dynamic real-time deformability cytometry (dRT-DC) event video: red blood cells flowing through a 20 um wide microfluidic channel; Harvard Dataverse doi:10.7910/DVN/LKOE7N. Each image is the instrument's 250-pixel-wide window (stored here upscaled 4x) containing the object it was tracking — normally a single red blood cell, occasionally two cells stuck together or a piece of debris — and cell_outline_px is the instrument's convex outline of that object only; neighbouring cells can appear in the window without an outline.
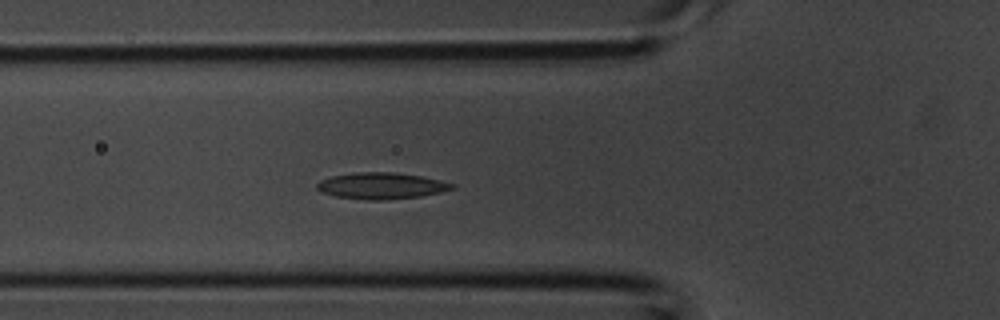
{"species": "common noctule bat (a hibernating species)", "species_latin": "Nyctalus noctula", "temperature_condition": "room temperature", "stored_images_in_passage": 39, "camera_frame_rate_fps": 3000, "um_per_image_px": 0.085, "animal": {"sex": "male", "body_mass_g": 20.1, "forearm_length_mm": 53.5}, "frame": {"image": 1, "passage_image": 13, "time_ms": 4.0, "image_size_px": [1000, 320], "cell_outline_px": [[456, 188], [440, 192], [420, 196], [384, 200], [368, 200], [336, 196], [320, 192], [316, 188], [316, 184], [320, 180], [332, 176], [352, 172], [396, 172], [424, 176], [456, 184]], "centroid_in_image_um": [32.42, 15.78], "position_along_channel_um": 93.4, "area_um2": 20.98}}
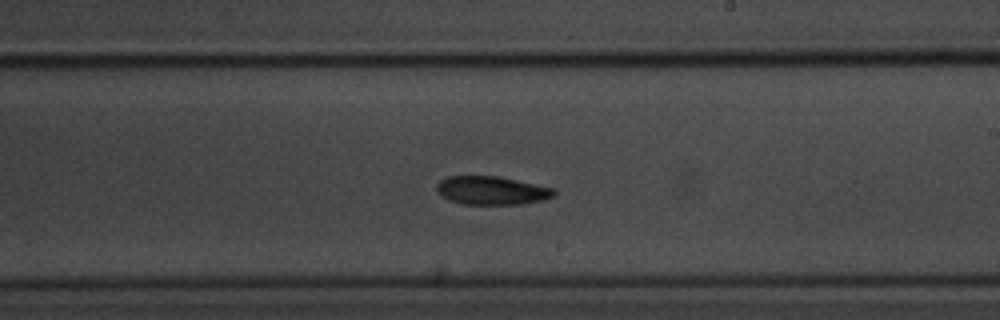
{"frame": {"image": 2, "passage_image": 22, "time_ms": 7.0, "image_size_px": [1000, 320], "cell_outline_px": [[556, 192], [552, 196], [540, 200], [520, 204], [464, 204], [448, 200], [436, 188], [436, 184], [440, 180], [448, 176], [496, 176], [556, 188]], "centroid_in_image_um": [41.79, 16.18], "position_along_channel_um": 247.2, "area_um2": 19.19}}
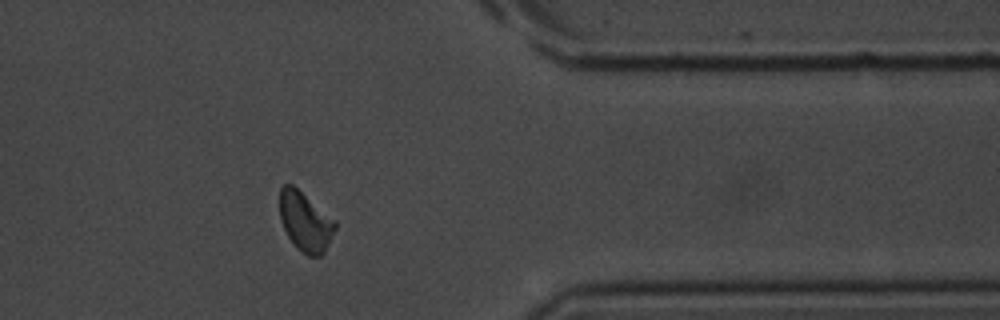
{"frame": {"image": 3, "passage_image": 31, "time_ms": 10.0, "image_size_px": [1000, 320], "cell_outline_px": [[336, 228], [324, 252], [320, 256], [308, 256], [288, 236], [280, 220], [280, 188], [284, 184], [292, 184], [336, 220]], "centroid_in_image_um": [25.96, 18.8], "position_along_channel_um": 385.4, "area_um2": 18.84}}